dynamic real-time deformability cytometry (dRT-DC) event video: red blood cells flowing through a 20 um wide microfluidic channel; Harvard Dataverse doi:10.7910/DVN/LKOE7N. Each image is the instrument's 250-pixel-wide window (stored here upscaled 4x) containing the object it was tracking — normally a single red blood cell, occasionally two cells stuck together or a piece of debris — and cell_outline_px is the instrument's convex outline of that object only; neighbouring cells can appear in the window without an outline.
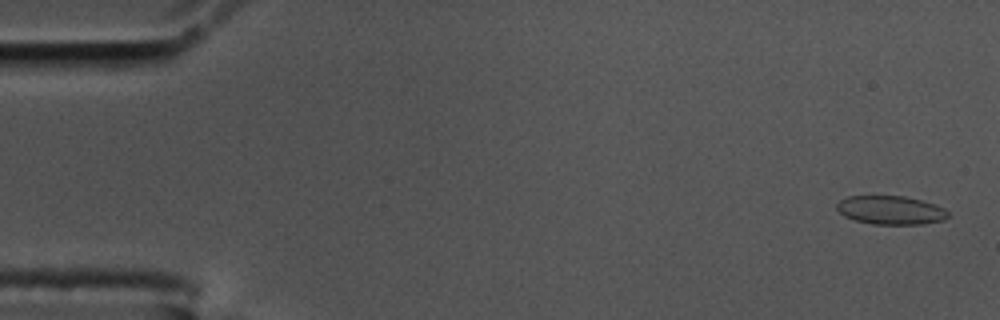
{"species": "common noctule bat (a hibernating species)", "species_latin": "Nyctalus noctula", "temperature_condition": "cold", "stored_images_in_passage": 58, "camera_frame_rate_fps": 3000, "um_per_image_px": 0.085, "animal": {"sex": "male", "body_mass_g": 17.5, "forearm_length_mm": 52.3}, "frame": {"image": 1, "passage_image": 2, "time_ms": 0.333, "image_size_px": [1000, 320], "cell_outline_px": [[948, 216], [944, 220], [924, 224], [872, 224], [856, 220], [844, 216], [836, 208], [836, 204], [840, 200], [848, 196], [904, 196], [936, 204], [944, 208], [948, 212]], "centroid_in_image_um": [75.72, 17.86], "position_along_channel_um": 9.3, "area_um2": 18.55}}
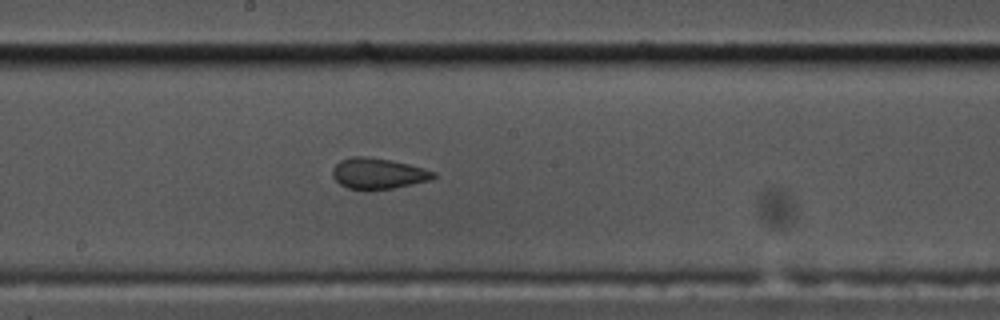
{"frame": {"image": 2, "passage_image": 31, "time_ms": 10.0, "image_size_px": [1000, 320], "cell_outline_px": [[436, 176], [428, 180], [412, 184], [392, 188], [348, 188], [340, 184], [332, 176], [332, 168], [340, 160], [352, 156], [364, 156], [392, 160], [424, 168], [436, 172]], "centroid_in_image_um": [32.12, 14.71], "position_along_channel_um": 216.1, "area_um2": 17.8}}
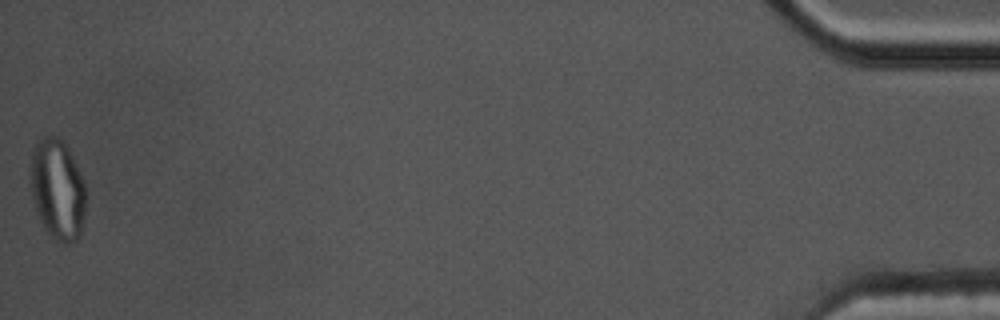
{"frame": {"image": 3, "passage_image": 58, "time_ms": 19.0, "image_size_px": [1000, 320], "cell_outline_px": [[88, 196], [84, 220], [80, 236], [72, 244], [64, 244], [52, 240], [44, 228], [36, 212], [32, 196], [32, 148], [36, 140], [44, 136], [56, 136], [64, 140], [84, 180]], "centroid_in_image_um": [4.94, 16.15], "position_along_channel_um": 430.3, "area_um2": 33.23}}